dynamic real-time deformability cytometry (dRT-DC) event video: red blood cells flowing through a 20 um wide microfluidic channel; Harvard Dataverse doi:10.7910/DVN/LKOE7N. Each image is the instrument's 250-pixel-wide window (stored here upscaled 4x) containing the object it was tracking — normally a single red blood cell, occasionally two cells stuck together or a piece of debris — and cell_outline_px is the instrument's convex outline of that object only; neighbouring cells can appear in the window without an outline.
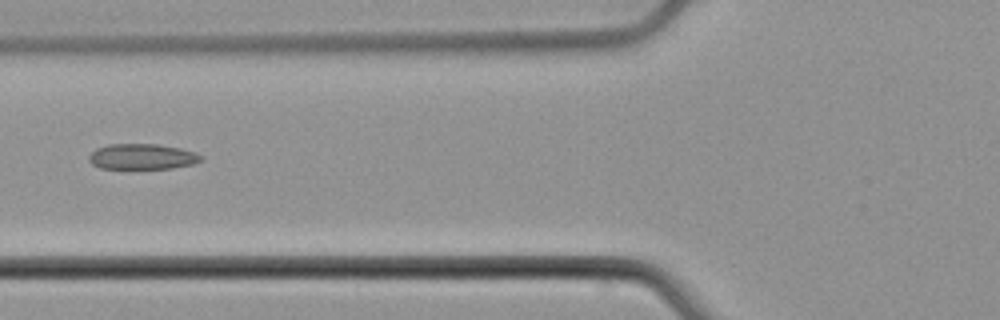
{"species": "common noctule bat (a hibernating species)", "species_latin": "Nyctalus noctula", "temperature_condition": "cold", "stored_images_in_passage": 6, "camera_frame_rate_fps": 3000, "um_per_image_px": 0.085, "animal": {"sex": "male", "body_mass_g": 21.5, "forearm_length_mm": 52.0}, "frame": {"image": 1, "passage_image": 6, "time_ms": 7.0, "image_size_px": [1000, 320], "cell_outline_px": [[204, 156], [200, 160], [192, 164], [172, 168], [100, 168], [92, 164], [88, 160], [88, 156], [96, 148], [108, 144], [160, 144], [180, 148], [196, 152]], "centroid_in_image_um": [12.08, 13.3], "position_along_channel_um": 113.7, "area_um2": 16.7}}